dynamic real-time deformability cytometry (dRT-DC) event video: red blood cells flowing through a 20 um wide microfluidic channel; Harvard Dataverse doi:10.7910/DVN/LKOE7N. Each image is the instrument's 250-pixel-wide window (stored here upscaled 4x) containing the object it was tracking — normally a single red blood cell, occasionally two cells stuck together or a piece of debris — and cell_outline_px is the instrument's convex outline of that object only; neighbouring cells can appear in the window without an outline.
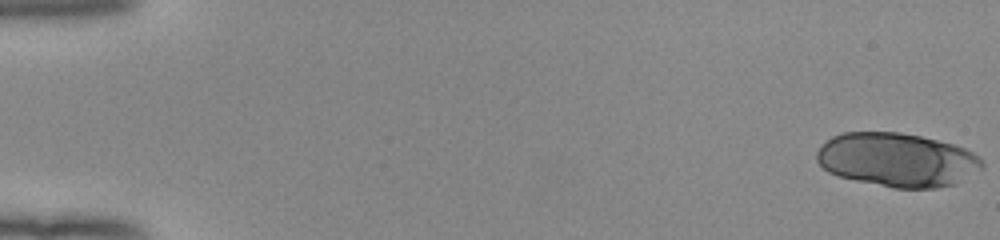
{"species": "human", "species_latin": "Homo sapiens", "temperature_condition": "room temperature", "stored_images_in_passage": 53, "camera_frame_rate_fps": 3000, "um_per_image_px": 0.085, "donor": {"sex": "female"}, "frame": {"image": 1, "passage_image": 1, "time_ms": 0.0, "image_size_px": [1000, 240], "cell_outline_px": [[984, 168], [956, 184], [936, 188], [892, 188], [856, 180], [840, 176], [828, 172], [816, 160], [816, 152], [820, 144], [832, 136], [844, 132], [896, 132], [920, 136], [952, 144], [964, 148], [972, 152], [984, 160]], "centroid_in_image_um": [76.26, 13.59], "position_along_channel_um": 8.7, "area_um2": 52.08}}
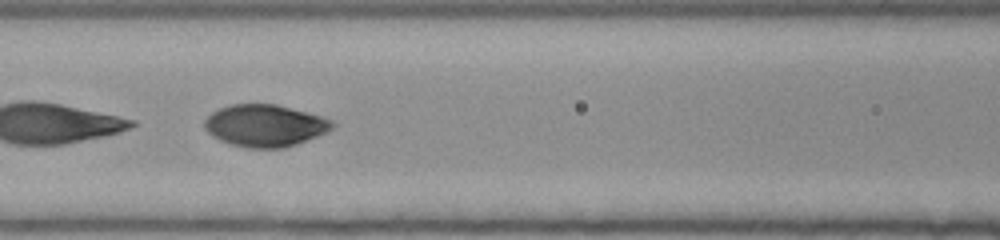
{"frame": {"image": 2, "passage_image": 25, "time_ms": 8.0, "image_size_px": [1000, 240], "cell_outline_px": [[336, 124], [328, 132], [296, 144], [284, 148], [244, 148], [228, 144], [212, 136], [204, 128], [204, 120], [212, 112], [220, 108], [232, 104], [276, 104], [320, 116], [332, 120]], "centroid_in_image_um": [22.5, 10.69], "position_along_channel_um": 144.1, "area_um2": 31.39}}
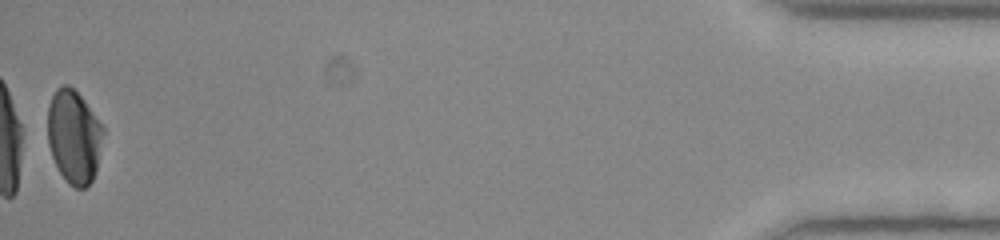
{"frame": {"image": 3, "passage_image": 53, "time_ms": 17.333, "image_size_px": [1000, 240], "cell_outline_px": [[104, 132], [96, 168], [92, 180], [84, 188], [76, 188], [68, 184], [60, 172], [52, 156], [48, 144], [48, 104], [56, 88], [64, 84], [68, 84], [84, 100], [104, 128]], "centroid_in_image_um": [6.27, 11.6], "position_along_channel_um": 428.9, "area_um2": 30.0}, "authors_computed_cell_mechanics": {"area_um2": 32.079, "velocity_mm_per_s": 3.9754, "shape_relaxation_time_tau1_ms": 3.325, "shape_relaxation_time_tau2_ms": null, "deformation_change_tau1": 0.1773, "deformation_change_tau2": null}}